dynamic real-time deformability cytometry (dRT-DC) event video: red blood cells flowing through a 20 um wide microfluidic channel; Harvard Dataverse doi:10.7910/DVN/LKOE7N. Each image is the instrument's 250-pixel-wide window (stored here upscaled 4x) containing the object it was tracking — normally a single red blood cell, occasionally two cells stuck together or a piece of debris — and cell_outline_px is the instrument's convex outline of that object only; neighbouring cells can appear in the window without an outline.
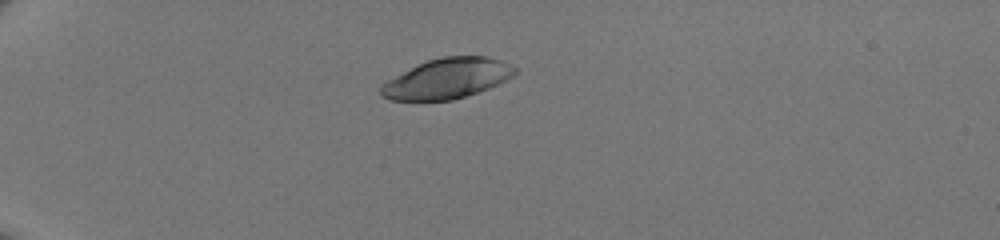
{"species": "human", "species_latin": "Homo sapiens", "temperature_condition": "room temperature", "stored_images_in_passage": 35, "camera_frame_rate_fps": 3000, "um_per_image_px": 0.085, "donor": {"sex": "male"}, "frame": {"image": 1, "passage_image": 1, "time_ms": 0.0, "image_size_px": [1000, 240], "cell_outline_px": [[516, 72], [512, 76], [488, 88], [452, 100], [388, 100], [380, 96], [380, 84], [428, 60], [444, 56], [484, 56], [500, 60], [516, 68]], "centroid_in_image_um": [37.97, 6.68], "position_along_channel_um": 47.0, "area_um2": 30.75}}
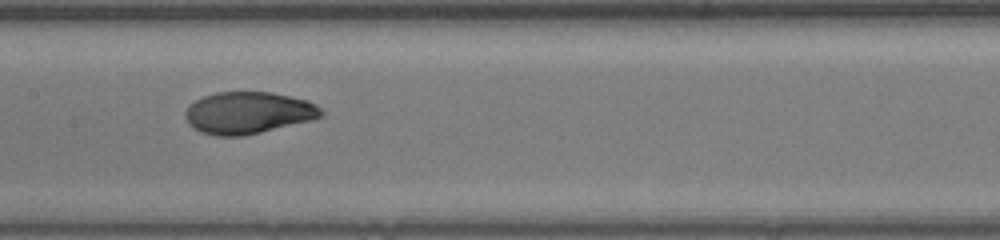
{"frame": {"image": 2, "passage_image": 14, "time_ms": 4.333, "image_size_px": [1000, 240], "cell_outline_px": [[324, 116], [316, 120], [244, 136], [216, 136], [200, 132], [192, 128], [188, 124], [184, 116], [184, 112], [188, 104], [204, 96], [216, 92], [272, 92], [308, 100], [316, 104], [324, 112]], "centroid_in_image_um": [21.11, 9.6], "position_along_channel_um": 186.3, "area_um2": 33.87}}
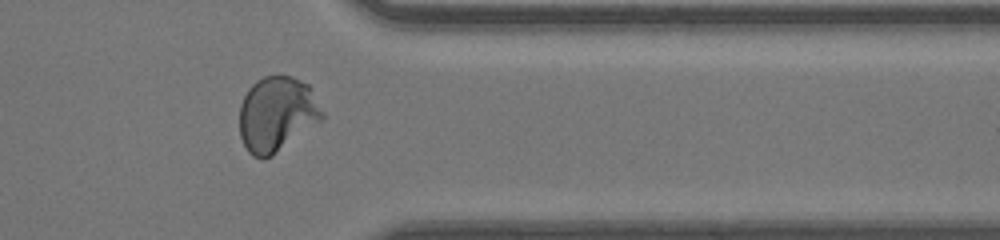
{"frame": {"image": 3, "passage_image": 28, "time_ms": 9.0, "image_size_px": [1000, 240], "cell_outline_px": [[324, 116], [320, 120], [272, 156], [264, 160], [260, 160], [252, 156], [248, 152], [240, 136], [240, 104], [248, 88], [256, 80], [264, 76], [292, 76], [308, 84], [324, 112]], "centroid_in_image_um": [23.5, 9.7], "position_along_channel_um": 387.9, "area_um2": 36.07}}